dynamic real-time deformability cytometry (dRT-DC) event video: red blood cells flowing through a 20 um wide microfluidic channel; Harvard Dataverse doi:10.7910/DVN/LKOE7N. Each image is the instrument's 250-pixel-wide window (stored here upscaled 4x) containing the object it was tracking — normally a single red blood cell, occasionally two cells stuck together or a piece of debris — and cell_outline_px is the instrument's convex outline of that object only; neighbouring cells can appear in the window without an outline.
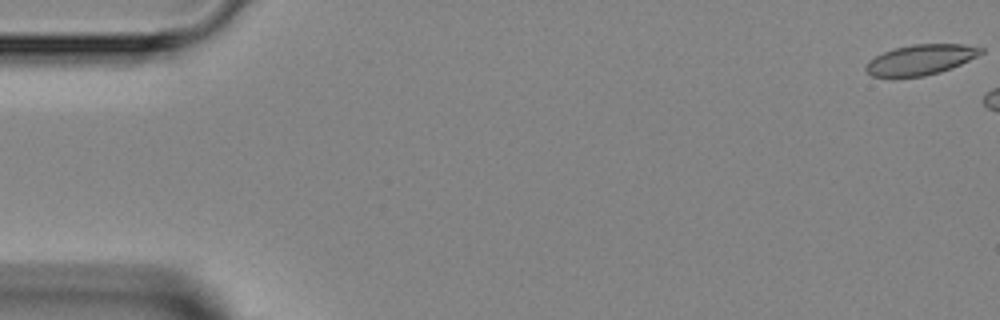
{"species": "Egyptian fruit bat (a non-hibernating species)", "species_latin": "Rousettus aegyptiacus", "temperature_condition": "room temperature", "stored_images_in_passage": 3, "camera_frame_rate_fps": 3000, "um_per_image_px": 0.085, "animal": {"sex": "female"}, "frame": {"image": 1, "passage_image": 1, "time_ms": 0.0, "image_size_px": [1000, 320], "cell_outline_px": [[984, 52], [952, 68], [940, 72], [924, 76], [872, 76], [864, 68], [868, 60], [892, 48], [912, 44], [964, 44], [984, 48]], "centroid_in_image_um": [78.25, 5.06], "position_along_channel_um": 6.7, "area_um2": 20.17}}